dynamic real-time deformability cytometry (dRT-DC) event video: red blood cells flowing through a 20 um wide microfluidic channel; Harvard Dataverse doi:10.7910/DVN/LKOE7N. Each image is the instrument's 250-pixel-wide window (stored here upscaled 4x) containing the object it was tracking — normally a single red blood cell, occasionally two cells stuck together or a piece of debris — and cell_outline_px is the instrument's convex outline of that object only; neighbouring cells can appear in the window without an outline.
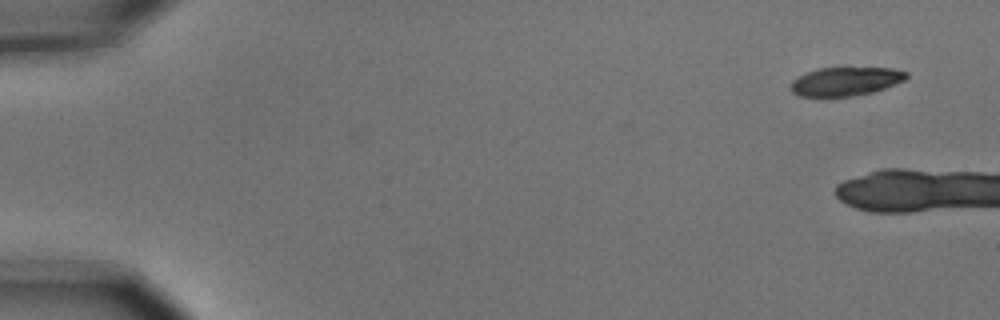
{"species": "common noctule bat (a hibernating species)", "species_latin": "Nyctalus noctula", "temperature_condition": "cold", "stored_images_in_passage": 3, "camera_frame_rate_fps": 3000, "um_per_image_px": 0.085, "animal": {"sex": "male", "body_mass_g": 15.6}, "frame": {"image": 1, "passage_image": 1, "time_ms": 0.0, "image_size_px": [1000, 320], "cell_outline_px": [[908, 76], [904, 80], [884, 88], [872, 92], [852, 96], [800, 96], [792, 92], [788, 88], [792, 80], [808, 72], [820, 68], [844, 64], [892, 68], [908, 72]], "centroid_in_image_um": [71.88, 6.85], "position_along_channel_um": 13.1, "area_um2": 20.17}}